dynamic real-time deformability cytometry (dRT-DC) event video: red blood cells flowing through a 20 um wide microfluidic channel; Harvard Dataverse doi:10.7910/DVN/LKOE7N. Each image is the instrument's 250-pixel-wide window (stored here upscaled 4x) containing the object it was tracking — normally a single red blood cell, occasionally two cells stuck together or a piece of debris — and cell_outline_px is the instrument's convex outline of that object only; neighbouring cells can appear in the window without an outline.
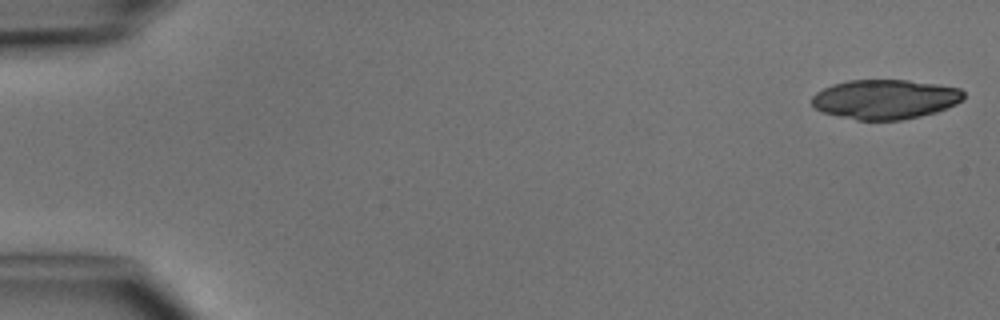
{"species": "common noctule bat (a hibernating species)", "species_latin": "Nyctalus noctula", "temperature_condition": "cold", "stored_images_in_passage": 6, "camera_frame_rate_fps": 3000, "um_per_image_px": 0.085, "animal": {"sex": "male", "body_mass_g": 15.6}, "frame": {"image": 1, "passage_image": 1, "time_ms": 0.0, "image_size_px": [1000, 320], "cell_outline_px": [[964, 100], [956, 104], [936, 112], [920, 116], [900, 120], [856, 120], [824, 112], [816, 108], [812, 104], [812, 96], [816, 92], [832, 84], [848, 80], [908, 80], [936, 84], [960, 88], [964, 92]], "centroid_in_image_um": [75.25, 8.43], "position_along_channel_um": 9.7, "area_um2": 34.97}}